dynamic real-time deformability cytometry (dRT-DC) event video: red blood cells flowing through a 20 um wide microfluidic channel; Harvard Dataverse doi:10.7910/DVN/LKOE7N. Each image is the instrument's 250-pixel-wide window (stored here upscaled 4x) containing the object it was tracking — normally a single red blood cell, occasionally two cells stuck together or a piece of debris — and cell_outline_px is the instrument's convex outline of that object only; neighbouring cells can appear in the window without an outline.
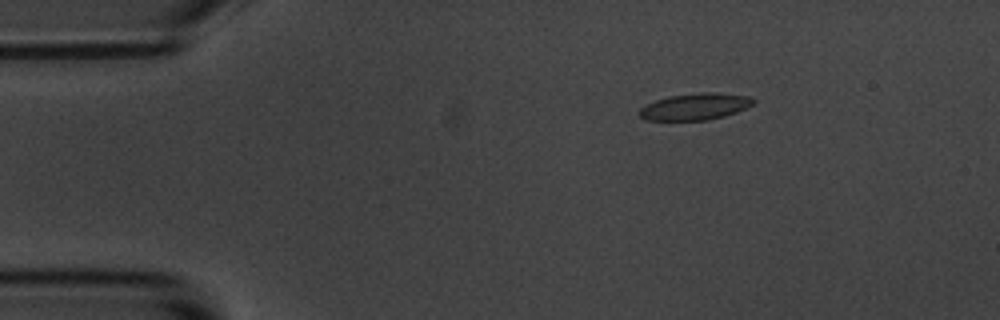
{"species": "common noctule bat (a hibernating species)", "species_latin": "Nyctalus noctula", "temperature_condition": "room temperature", "stored_images_in_passage": 10, "camera_frame_rate_fps": 3000, "um_per_image_px": 0.085, "animal": {"sex": "male", "body_mass_g": 20.1, "forearm_length_mm": 53.5}, "frame": {"image": 1, "passage_image": 2, "time_ms": 0.333, "image_size_px": [1000, 320], "cell_outline_px": [[756, 100], [752, 104], [736, 112], [724, 116], [708, 120], [648, 120], [640, 116], [636, 112], [640, 108], [656, 100], [668, 96], [700, 92], [712, 92], [752, 96]], "centroid_in_image_um": [59.08, 9.05], "position_along_channel_um": 25.9, "area_um2": 17.69}}